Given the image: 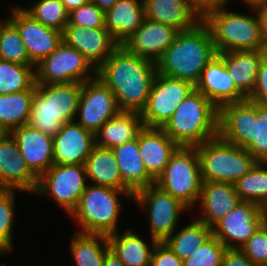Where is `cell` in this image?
Masks as SVG:
<instances>
[{"label":"cell","mask_w":267,"mask_h":266,"mask_svg":"<svg viewBox=\"0 0 267 266\" xmlns=\"http://www.w3.org/2000/svg\"><path fill=\"white\" fill-rule=\"evenodd\" d=\"M156 74V63L129 53L122 45L96 70L115 95L120 111L138 113L147 105Z\"/></svg>","instance_id":"1"},{"label":"cell","mask_w":267,"mask_h":266,"mask_svg":"<svg viewBox=\"0 0 267 266\" xmlns=\"http://www.w3.org/2000/svg\"><path fill=\"white\" fill-rule=\"evenodd\" d=\"M217 54L208 26L200 21L180 31L174 42L156 62L158 73L196 85L202 71Z\"/></svg>","instance_id":"2"},{"label":"cell","mask_w":267,"mask_h":266,"mask_svg":"<svg viewBox=\"0 0 267 266\" xmlns=\"http://www.w3.org/2000/svg\"><path fill=\"white\" fill-rule=\"evenodd\" d=\"M218 135L245 148L257 162L267 159V105L248 98L219 109Z\"/></svg>","instance_id":"3"},{"label":"cell","mask_w":267,"mask_h":266,"mask_svg":"<svg viewBox=\"0 0 267 266\" xmlns=\"http://www.w3.org/2000/svg\"><path fill=\"white\" fill-rule=\"evenodd\" d=\"M133 195L132 190H120L88 183L77 207L69 215L71 221L76 223V228L78 227L76 232L108 236L120 231L119 225L121 224L118 223H120L121 212L125 211L122 200L132 202Z\"/></svg>","instance_id":"4"},{"label":"cell","mask_w":267,"mask_h":266,"mask_svg":"<svg viewBox=\"0 0 267 266\" xmlns=\"http://www.w3.org/2000/svg\"><path fill=\"white\" fill-rule=\"evenodd\" d=\"M219 109L196 89L162 129L179 146L195 147L218 136Z\"/></svg>","instance_id":"5"},{"label":"cell","mask_w":267,"mask_h":266,"mask_svg":"<svg viewBox=\"0 0 267 266\" xmlns=\"http://www.w3.org/2000/svg\"><path fill=\"white\" fill-rule=\"evenodd\" d=\"M229 7L227 4L203 20L210 30L216 52L262 50L260 24L255 8L248 7L249 11L242 13L229 10Z\"/></svg>","instance_id":"6"},{"label":"cell","mask_w":267,"mask_h":266,"mask_svg":"<svg viewBox=\"0 0 267 266\" xmlns=\"http://www.w3.org/2000/svg\"><path fill=\"white\" fill-rule=\"evenodd\" d=\"M195 147L202 181L234 184L257 163L245 148L229 143L219 135Z\"/></svg>","instance_id":"7"},{"label":"cell","mask_w":267,"mask_h":266,"mask_svg":"<svg viewBox=\"0 0 267 266\" xmlns=\"http://www.w3.org/2000/svg\"><path fill=\"white\" fill-rule=\"evenodd\" d=\"M202 183L196 147L180 146L170 158L164 172L155 179L156 186L179 200L191 214H195L193 210L198 203Z\"/></svg>","instance_id":"8"},{"label":"cell","mask_w":267,"mask_h":266,"mask_svg":"<svg viewBox=\"0 0 267 266\" xmlns=\"http://www.w3.org/2000/svg\"><path fill=\"white\" fill-rule=\"evenodd\" d=\"M140 211L146 215L148 234L158 242H164L179 227L180 218L190 210L172 195L161 190L155 184L136 191L133 195Z\"/></svg>","instance_id":"9"},{"label":"cell","mask_w":267,"mask_h":266,"mask_svg":"<svg viewBox=\"0 0 267 266\" xmlns=\"http://www.w3.org/2000/svg\"><path fill=\"white\" fill-rule=\"evenodd\" d=\"M88 184L85 164H53L39 179L34 195L50 198L68 216Z\"/></svg>","instance_id":"10"},{"label":"cell","mask_w":267,"mask_h":266,"mask_svg":"<svg viewBox=\"0 0 267 266\" xmlns=\"http://www.w3.org/2000/svg\"><path fill=\"white\" fill-rule=\"evenodd\" d=\"M36 84L84 83L96 76V69L77 49L64 41L35 68Z\"/></svg>","instance_id":"11"},{"label":"cell","mask_w":267,"mask_h":266,"mask_svg":"<svg viewBox=\"0 0 267 266\" xmlns=\"http://www.w3.org/2000/svg\"><path fill=\"white\" fill-rule=\"evenodd\" d=\"M194 90L195 85L188 81L167 77L157 72L147 105L141 112L143 125L162 128L181 102Z\"/></svg>","instance_id":"12"},{"label":"cell","mask_w":267,"mask_h":266,"mask_svg":"<svg viewBox=\"0 0 267 266\" xmlns=\"http://www.w3.org/2000/svg\"><path fill=\"white\" fill-rule=\"evenodd\" d=\"M120 112L115 95L97 76L82 83L75 121L96 133L109 119Z\"/></svg>","instance_id":"13"},{"label":"cell","mask_w":267,"mask_h":266,"mask_svg":"<svg viewBox=\"0 0 267 266\" xmlns=\"http://www.w3.org/2000/svg\"><path fill=\"white\" fill-rule=\"evenodd\" d=\"M8 6L7 17L19 30L29 59L36 66L62 43L63 32L36 21L21 5Z\"/></svg>","instance_id":"14"},{"label":"cell","mask_w":267,"mask_h":266,"mask_svg":"<svg viewBox=\"0 0 267 266\" xmlns=\"http://www.w3.org/2000/svg\"><path fill=\"white\" fill-rule=\"evenodd\" d=\"M262 225L259 205L240 201L212 228V233L227 249H240Z\"/></svg>","instance_id":"15"},{"label":"cell","mask_w":267,"mask_h":266,"mask_svg":"<svg viewBox=\"0 0 267 266\" xmlns=\"http://www.w3.org/2000/svg\"><path fill=\"white\" fill-rule=\"evenodd\" d=\"M38 178L30 171L10 133L0 136V189H14L33 194Z\"/></svg>","instance_id":"16"},{"label":"cell","mask_w":267,"mask_h":266,"mask_svg":"<svg viewBox=\"0 0 267 266\" xmlns=\"http://www.w3.org/2000/svg\"><path fill=\"white\" fill-rule=\"evenodd\" d=\"M180 31L144 18L142 25L121 45L132 54L156 63Z\"/></svg>","instance_id":"17"},{"label":"cell","mask_w":267,"mask_h":266,"mask_svg":"<svg viewBox=\"0 0 267 266\" xmlns=\"http://www.w3.org/2000/svg\"><path fill=\"white\" fill-rule=\"evenodd\" d=\"M63 41L84 55L96 70L119 46L105 27L87 29L69 22L63 31Z\"/></svg>","instance_id":"18"},{"label":"cell","mask_w":267,"mask_h":266,"mask_svg":"<svg viewBox=\"0 0 267 266\" xmlns=\"http://www.w3.org/2000/svg\"><path fill=\"white\" fill-rule=\"evenodd\" d=\"M195 89L204 94L218 109L247 97L235 86L224 60L216 54L202 71Z\"/></svg>","instance_id":"19"},{"label":"cell","mask_w":267,"mask_h":266,"mask_svg":"<svg viewBox=\"0 0 267 266\" xmlns=\"http://www.w3.org/2000/svg\"><path fill=\"white\" fill-rule=\"evenodd\" d=\"M30 171L39 179L53 164V137L42 131L22 125L10 132Z\"/></svg>","instance_id":"20"},{"label":"cell","mask_w":267,"mask_h":266,"mask_svg":"<svg viewBox=\"0 0 267 266\" xmlns=\"http://www.w3.org/2000/svg\"><path fill=\"white\" fill-rule=\"evenodd\" d=\"M54 164H85L95 147V134L75 120L66 122L53 137Z\"/></svg>","instance_id":"21"},{"label":"cell","mask_w":267,"mask_h":266,"mask_svg":"<svg viewBox=\"0 0 267 266\" xmlns=\"http://www.w3.org/2000/svg\"><path fill=\"white\" fill-rule=\"evenodd\" d=\"M240 201L233 184L203 181L194 217L213 228Z\"/></svg>","instance_id":"22"},{"label":"cell","mask_w":267,"mask_h":266,"mask_svg":"<svg viewBox=\"0 0 267 266\" xmlns=\"http://www.w3.org/2000/svg\"><path fill=\"white\" fill-rule=\"evenodd\" d=\"M180 146L162 128L144 126L139 132V152L147 172L158 178Z\"/></svg>","instance_id":"23"},{"label":"cell","mask_w":267,"mask_h":266,"mask_svg":"<svg viewBox=\"0 0 267 266\" xmlns=\"http://www.w3.org/2000/svg\"><path fill=\"white\" fill-rule=\"evenodd\" d=\"M107 238L110 251L125 266H151L152 251L158 242L156 239L148 237L150 241H147V238L130 227L110 234Z\"/></svg>","instance_id":"24"},{"label":"cell","mask_w":267,"mask_h":266,"mask_svg":"<svg viewBox=\"0 0 267 266\" xmlns=\"http://www.w3.org/2000/svg\"><path fill=\"white\" fill-rule=\"evenodd\" d=\"M144 18L143 0H118L105 11V28L121 45L142 25Z\"/></svg>","instance_id":"25"},{"label":"cell","mask_w":267,"mask_h":266,"mask_svg":"<svg viewBox=\"0 0 267 266\" xmlns=\"http://www.w3.org/2000/svg\"><path fill=\"white\" fill-rule=\"evenodd\" d=\"M225 63L235 86L248 97L254 89L257 73L265 50H241L217 53Z\"/></svg>","instance_id":"26"},{"label":"cell","mask_w":267,"mask_h":266,"mask_svg":"<svg viewBox=\"0 0 267 266\" xmlns=\"http://www.w3.org/2000/svg\"><path fill=\"white\" fill-rule=\"evenodd\" d=\"M145 17L179 31L195 27L201 20L188 0H143Z\"/></svg>","instance_id":"27"},{"label":"cell","mask_w":267,"mask_h":266,"mask_svg":"<svg viewBox=\"0 0 267 266\" xmlns=\"http://www.w3.org/2000/svg\"><path fill=\"white\" fill-rule=\"evenodd\" d=\"M122 181L135 193L141 188L155 184V179L147 172L139 152L137 138L113 149Z\"/></svg>","instance_id":"28"},{"label":"cell","mask_w":267,"mask_h":266,"mask_svg":"<svg viewBox=\"0 0 267 266\" xmlns=\"http://www.w3.org/2000/svg\"><path fill=\"white\" fill-rule=\"evenodd\" d=\"M143 127L141 113L120 111L95 133V146L113 149L137 138Z\"/></svg>","instance_id":"29"},{"label":"cell","mask_w":267,"mask_h":266,"mask_svg":"<svg viewBox=\"0 0 267 266\" xmlns=\"http://www.w3.org/2000/svg\"><path fill=\"white\" fill-rule=\"evenodd\" d=\"M88 183L131 190L123 181L112 149L95 146L85 162Z\"/></svg>","instance_id":"30"},{"label":"cell","mask_w":267,"mask_h":266,"mask_svg":"<svg viewBox=\"0 0 267 266\" xmlns=\"http://www.w3.org/2000/svg\"><path fill=\"white\" fill-rule=\"evenodd\" d=\"M68 247L74 266H103L110 251L107 235L74 232Z\"/></svg>","instance_id":"31"},{"label":"cell","mask_w":267,"mask_h":266,"mask_svg":"<svg viewBox=\"0 0 267 266\" xmlns=\"http://www.w3.org/2000/svg\"><path fill=\"white\" fill-rule=\"evenodd\" d=\"M35 91L36 84L28 90L0 94V128L4 133L28 124Z\"/></svg>","instance_id":"32"},{"label":"cell","mask_w":267,"mask_h":266,"mask_svg":"<svg viewBox=\"0 0 267 266\" xmlns=\"http://www.w3.org/2000/svg\"><path fill=\"white\" fill-rule=\"evenodd\" d=\"M193 218L187 223H183L178 227L173 234H171L164 242L165 244L183 261L189 258L193 252L198 249L205 241L210 238L212 228L207 226L204 222Z\"/></svg>","instance_id":"33"},{"label":"cell","mask_w":267,"mask_h":266,"mask_svg":"<svg viewBox=\"0 0 267 266\" xmlns=\"http://www.w3.org/2000/svg\"><path fill=\"white\" fill-rule=\"evenodd\" d=\"M64 124L51 108V84H36L28 125L54 137Z\"/></svg>","instance_id":"34"},{"label":"cell","mask_w":267,"mask_h":266,"mask_svg":"<svg viewBox=\"0 0 267 266\" xmlns=\"http://www.w3.org/2000/svg\"><path fill=\"white\" fill-rule=\"evenodd\" d=\"M35 65L0 60V94L31 89L36 84Z\"/></svg>","instance_id":"35"},{"label":"cell","mask_w":267,"mask_h":266,"mask_svg":"<svg viewBox=\"0 0 267 266\" xmlns=\"http://www.w3.org/2000/svg\"><path fill=\"white\" fill-rule=\"evenodd\" d=\"M82 83L51 84V108L64 122L75 120Z\"/></svg>","instance_id":"36"},{"label":"cell","mask_w":267,"mask_h":266,"mask_svg":"<svg viewBox=\"0 0 267 266\" xmlns=\"http://www.w3.org/2000/svg\"><path fill=\"white\" fill-rule=\"evenodd\" d=\"M233 185L241 201L259 205L267 198V165L264 162H257Z\"/></svg>","instance_id":"37"},{"label":"cell","mask_w":267,"mask_h":266,"mask_svg":"<svg viewBox=\"0 0 267 266\" xmlns=\"http://www.w3.org/2000/svg\"><path fill=\"white\" fill-rule=\"evenodd\" d=\"M14 189H0V252H11L15 247L16 192Z\"/></svg>","instance_id":"38"},{"label":"cell","mask_w":267,"mask_h":266,"mask_svg":"<svg viewBox=\"0 0 267 266\" xmlns=\"http://www.w3.org/2000/svg\"><path fill=\"white\" fill-rule=\"evenodd\" d=\"M23 7L36 20L47 27L64 31L69 22V13L61 0H35Z\"/></svg>","instance_id":"39"},{"label":"cell","mask_w":267,"mask_h":266,"mask_svg":"<svg viewBox=\"0 0 267 266\" xmlns=\"http://www.w3.org/2000/svg\"><path fill=\"white\" fill-rule=\"evenodd\" d=\"M0 60L34 65L17 27L8 19L0 29Z\"/></svg>","instance_id":"40"},{"label":"cell","mask_w":267,"mask_h":266,"mask_svg":"<svg viewBox=\"0 0 267 266\" xmlns=\"http://www.w3.org/2000/svg\"><path fill=\"white\" fill-rule=\"evenodd\" d=\"M226 247L212 235L196 249L189 258L183 260V266H222Z\"/></svg>","instance_id":"41"},{"label":"cell","mask_w":267,"mask_h":266,"mask_svg":"<svg viewBox=\"0 0 267 266\" xmlns=\"http://www.w3.org/2000/svg\"><path fill=\"white\" fill-rule=\"evenodd\" d=\"M69 23L87 29L105 27V11L90 1L69 13Z\"/></svg>","instance_id":"42"},{"label":"cell","mask_w":267,"mask_h":266,"mask_svg":"<svg viewBox=\"0 0 267 266\" xmlns=\"http://www.w3.org/2000/svg\"><path fill=\"white\" fill-rule=\"evenodd\" d=\"M240 250L259 266H267V225H262Z\"/></svg>","instance_id":"43"},{"label":"cell","mask_w":267,"mask_h":266,"mask_svg":"<svg viewBox=\"0 0 267 266\" xmlns=\"http://www.w3.org/2000/svg\"><path fill=\"white\" fill-rule=\"evenodd\" d=\"M151 266H183V261L165 242H157L152 251Z\"/></svg>","instance_id":"44"},{"label":"cell","mask_w":267,"mask_h":266,"mask_svg":"<svg viewBox=\"0 0 267 266\" xmlns=\"http://www.w3.org/2000/svg\"><path fill=\"white\" fill-rule=\"evenodd\" d=\"M247 98L253 102L267 105V54L260 63L253 92Z\"/></svg>","instance_id":"45"},{"label":"cell","mask_w":267,"mask_h":266,"mask_svg":"<svg viewBox=\"0 0 267 266\" xmlns=\"http://www.w3.org/2000/svg\"><path fill=\"white\" fill-rule=\"evenodd\" d=\"M191 9L203 21L209 14L228 4L227 0H188Z\"/></svg>","instance_id":"46"},{"label":"cell","mask_w":267,"mask_h":266,"mask_svg":"<svg viewBox=\"0 0 267 266\" xmlns=\"http://www.w3.org/2000/svg\"><path fill=\"white\" fill-rule=\"evenodd\" d=\"M222 266H259L252 262L240 249H226Z\"/></svg>","instance_id":"47"},{"label":"cell","mask_w":267,"mask_h":266,"mask_svg":"<svg viewBox=\"0 0 267 266\" xmlns=\"http://www.w3.org/2000/svg\"><path fill=\"white\" fill-rule=\"evenodd\" d=\"M259 24L263 50L267 51V3L254 6Z\"/></svg>","instance_id":"48"},{"label":"cell","mask_w":267,"mask_h":266,"mask_svg":"<svg viewBox=\"0 0 267 266\" xmlns=\"http://www.w3.org/2000/svg\"><path fill=\"white\" fill-rule=\"evenodd\" d=\"M91 0H61L68 13L79 8L80 6L89 3Z\"/></svg>","instance_id":"49"},{"label":"cell","mask_w":267,"mask_h":266,"mask_svg":"<svg viewBox=\"0 0 267 266\" xmlns=\"http://www.w3.org/2000/svg\"><path fill=\"white\" fill-rule=\"evenodd\" d=\"M103 266H125V265L116 255H114L111 251H109L105 256Z\"/></svg>","instance_id":"50"},{"label":"cell","mask_w":267,"mask_h":266,"mask_svg":"<svg viewBox=\"0 0 267 266\" xmlns=\"http://www.w3.org/2000/svg\"><path fill=\"white\" fill-rule=\"evenodd\" d=\"M94 4H96L100 9L106 11L111 8L118 0H91Z\"/></svg>","instance_id":"51"},{"label":"cell","mask_w":267,"mask_h":266,"mask_svg":"<svg viewBox=\"0 0 267 266\" xmlns=\"http://www.w3.org/2000/svg\"><path fill=\"white\" fill-rule=\"evenodd\" d=\"M260 216L264 225H267V198L259 204Z\"/></svg>","instance_id":"52"},{"label":"cell","mask_w":267,"mask_h":266,"mask_svg":"<svg viewBox=\"0 0 267 266\" xmlns=\"http://www.w3.org/2000/svg\"><path fill=\"white\" fill-rule=\"evenodd\" d=\"M231 1L232 0H227L229 5H230ZM239 2H240V4L244 3L245 4L244 6H246L245 8H247V7H254V6L259 5V4L267 3V0H239Z\"/></svg>","instance_id":"53"},{"label":"cell","mask_w":267,"mask_h":266,"mask_svg":"<svg viewBox=\"0 0 267 266\" xmlns=\"http://www.w3.org/2000/svg\"><path fill=\"white\" fill-rule=\"evenodd\" d=\"M9 255V254H11L10 252H0V256H1V258L4 256V255ZM0 266H8V264H5V262H1L0 263ZM21 266V265H20ZM23 266V265H22Z\"/></svg>","instance_id":"54"},{"label":"cell","mask_w":267,"mask_h":266,"mask_svg":"<svg viewBox=\"0 0 267 266\" xmlns=\"http://www.w3.org/2000/svg\"><path fill=\"white\" fill-rule=\"evenodd\" d=\"M8 20V17L6 18H0V29H1V26Z\"/></svg>","instance_id":"55"},{"label":"cell","mask_w":267,"mask_h":266,"mask_svg":"<svg viewBox=\"0 0 267 266\" xmlns=\"http://www.w3.org/2000/svg\"><path fill=\"white\" fill-rule=\"evenodd\" d=\"M3 134H4V132L0 128V136H2Z\"/></svg>","instance_id":"56"}]
</instances>
